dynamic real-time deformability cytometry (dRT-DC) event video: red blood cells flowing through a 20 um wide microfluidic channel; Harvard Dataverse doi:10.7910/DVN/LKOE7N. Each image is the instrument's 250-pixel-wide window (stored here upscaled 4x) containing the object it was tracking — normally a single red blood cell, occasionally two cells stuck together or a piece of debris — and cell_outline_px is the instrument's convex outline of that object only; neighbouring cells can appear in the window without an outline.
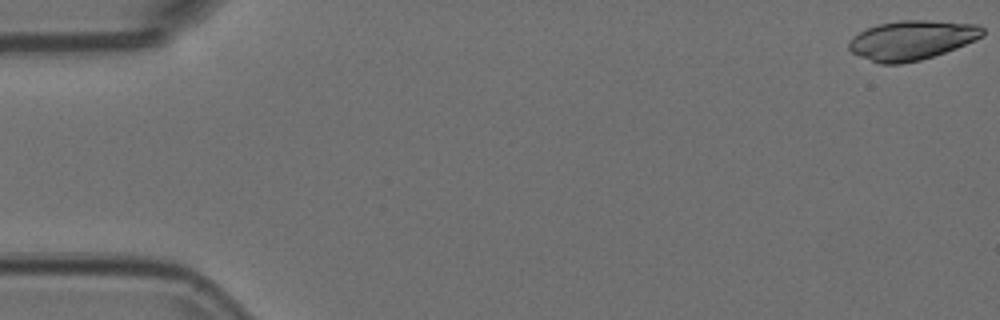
{"species": "Egyptian fruit bat (a non-hibernating species)", "species_latin": "Rousettus aegyptiacus", "temperature_condition": "room temperature", "stored_images_in_passage": 17, "camera_frame_rate_fps": 3000, "um_per_image_px": 0.085, "animal": {"sex": "female"}, "frame": {"image": 1, "passage_image": 1, "time_ms": 0.0, "image_size_px": [1000, 320], "cell_outline_px": [[984, 36], [976, 40], [956, 48], [920, 60], [900, 64], [880, 64], [860, 56], [852, 52], [848, 48], [848, 44], [852, 36], [868, 28], [880, 24], [900, 20], [924, 20], [976, 24], [984, 28]], "centroid_in_image_um": [77.51, 3.41], "position_along_channel_um": 7.5, "area_um2": 30.52}}
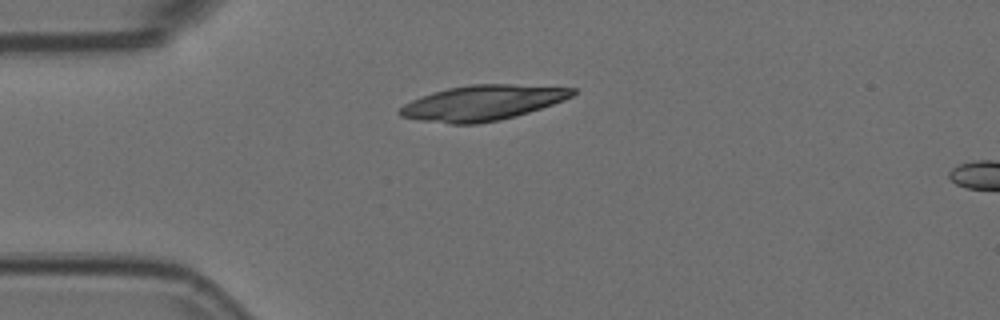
{"frame": {"image": 2, "passage_image": 14, "time_ms": 4.333, "image_size_px": [1000, 320], "cell_outline_px": [[576, 92], [572, 96], [564, 100], [516, 116], [500, 120], [476, 124], [448, 124], [420, 120], [400, 116], [396, 112], [404, 104], [412, 100], [432, 92], [448, 88], [468, 84], [516, 84], [576, 88]], "centroid_in_image_um": [41.0, 8.74], "position_along_channel_um": 44.0, "area_um2": 35.49}}